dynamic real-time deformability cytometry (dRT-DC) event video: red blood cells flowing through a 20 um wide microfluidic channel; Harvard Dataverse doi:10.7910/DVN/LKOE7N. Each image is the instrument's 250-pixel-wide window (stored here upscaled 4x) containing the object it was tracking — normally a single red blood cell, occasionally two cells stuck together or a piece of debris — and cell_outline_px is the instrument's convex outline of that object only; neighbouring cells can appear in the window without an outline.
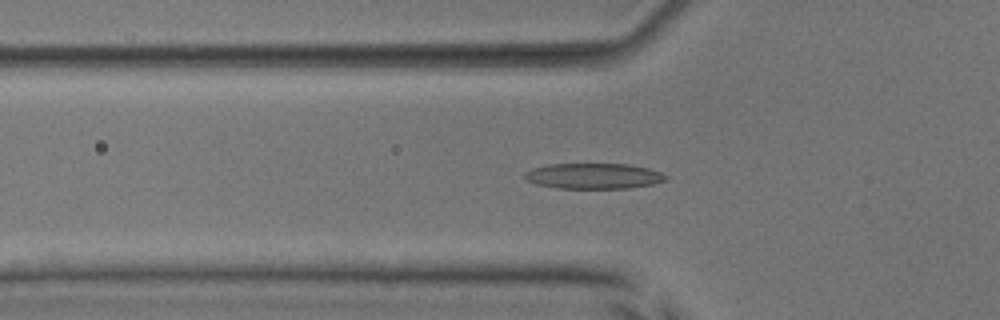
{"species": "common noctule bat (a hibernating species)", "species_latin": "Nyctalus noctula", "temperature_condition": "room temperature", "stored_images_in_passage": 51, "camera_frame_rate_fps": 3000, "um_per_image_px": 0.085, "animal": {"sex": "male", "body_mass_g": 17.9, "forearm_length_mm": 54.2}, "frame": {"image": 1, "passage_image": 17, "time_ms": 5.333, "image_size_px": [1000, 320], "cell_outline_px": [[668, 180], [652, 184], [628, 188], [556, 188], [536, 184], [528, 180], [524, 176], [524, 172], [532, 168], [548, 164], [628, 164], [648, 168], [660, 172], [668, 176]], "centroid_in_image_um": [50.46, 14.96], "position_along_channel_um": 75.3, "area_um2": 21.04}}
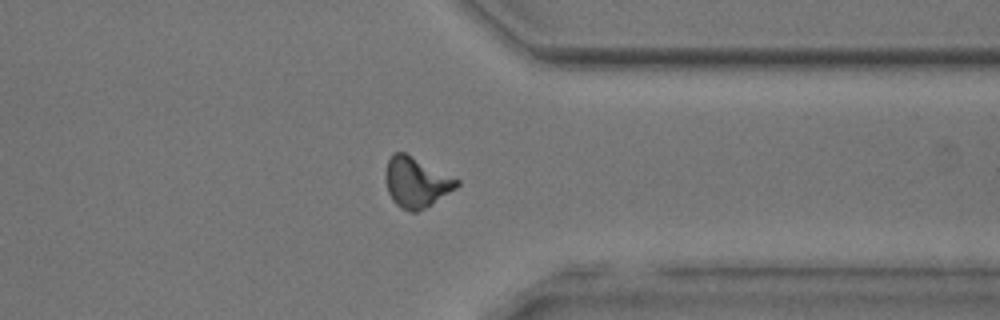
{"frame": {"image": 2, "passage_image": 40, "time_ms": 13.0, "image_size_px": [1000, 320], "cell_outline_px": [[460, 184], [456, 188], [424, 208], [416, 212], [412, 212], [400, 208], [392, 200], [388, 192], [384, 176], [388, 160], [392, 152], [404, 152], [460, 180]], "centroid_in_image_um": [35.35, 15.49], "position_along_channel_um": 376.1, "area_um2": 20.69}}
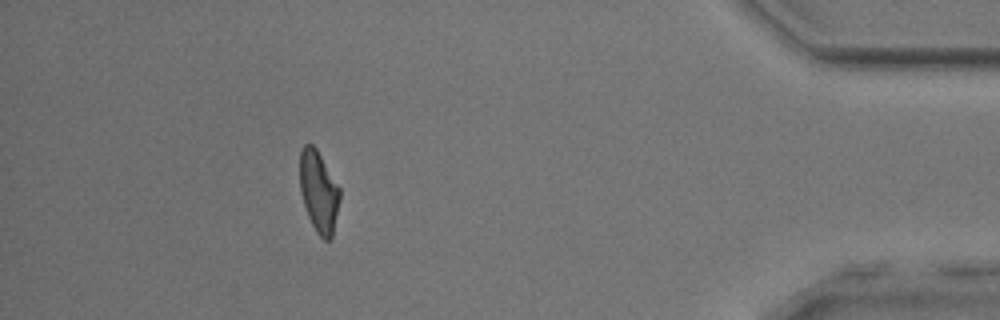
{"frame": {"image": 3, "passage_image": 46, "time_ms": 15.0, "image_size_px": [1000, 320], "cell_outline_px": [[340, 200], [332, 236], [328, 240], [324, 240], [316, 232], [308, 216], [300, 192], [300, 152], [304, 144], [312, 144], [316, 148], [340, 188]], "centroid_in_image_um": [27.09, 16.28], "position_along_channel_um": 408.1, "area_um2": 18.84}, "authors_computed_cell_mechanics": {"area_um2": 19.941, "velocity_mm_per_s": 3.9633, "shape_relaxation_time_tau1_ms": 4.788, "shape_relaxation_time_tau2_ms": 2.2405, "deformation_change_tau1": 0.1898, "deformation_change_tau2": 0.1132}}